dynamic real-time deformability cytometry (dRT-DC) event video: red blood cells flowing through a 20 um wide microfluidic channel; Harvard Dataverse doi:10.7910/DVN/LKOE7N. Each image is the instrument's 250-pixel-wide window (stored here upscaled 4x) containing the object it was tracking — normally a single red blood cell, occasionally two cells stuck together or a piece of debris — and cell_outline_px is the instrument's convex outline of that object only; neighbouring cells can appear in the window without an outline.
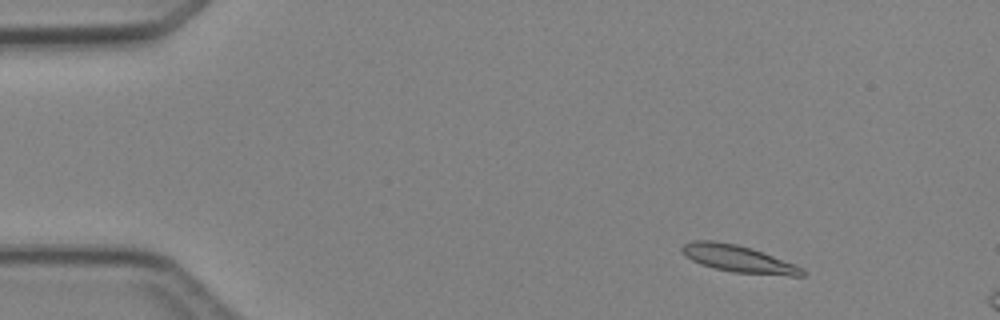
{"species": "Egyptian fruit bat (a non-hibernating species)", "species_latin": "Rousettus aegyptiacus", "temperature_condition": "cold", "stored_images_in_passage": 4, "camera_frame_rate_fps": 3000, "um_per_image_px": 0.085, "animal": {"sex": "female"}, "frame": {"image": 1, "passage_image": 2, "time_ms": 1.0, "image_size_px": [1000, 320], "cell_outline_px": [[808, 272], [804, 276], [788, 276], [732, 272], [700, 264], [684, 256], [680, 252], [680, 248], [684, 244], [692, 240], [712, 240], [736, 244], [752, 248], [796, 264]], "centroid_in_image_um": [62.77, 22.0], "position_along_channel_um": 22.2, "area_um2": 19.25}}